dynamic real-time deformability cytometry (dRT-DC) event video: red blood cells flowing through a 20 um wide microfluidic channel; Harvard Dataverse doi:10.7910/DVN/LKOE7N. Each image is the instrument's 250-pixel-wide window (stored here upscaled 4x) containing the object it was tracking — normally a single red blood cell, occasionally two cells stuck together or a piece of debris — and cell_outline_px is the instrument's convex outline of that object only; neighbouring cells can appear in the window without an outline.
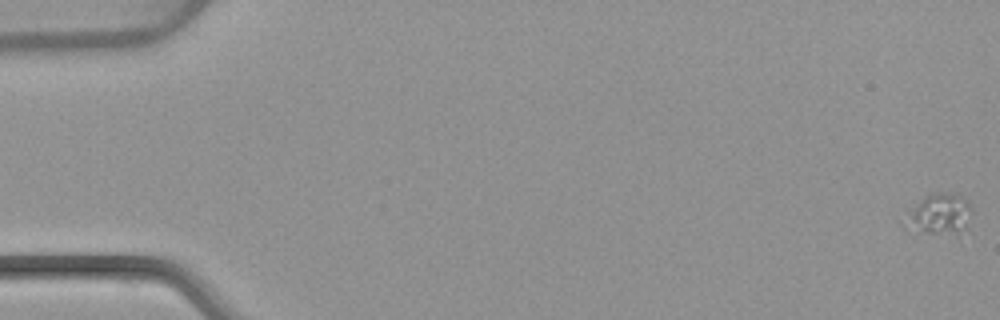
{"species": "common noctule bat (a hibernating species)", "species_latin": "Nyctalus noctula", "temperature_condition": "warm", "stored_images_in_passage": 5, "segment_of_instrument_passage": [1, 2], "camera_frame_rate_fps": 3000, "um_per_image_px": 0.085, "animal": {"sex": "female", "body_mass_g": 22.7, "forearm_length_mm": 54.2}, "frame": {"image": 1, "passage_image": 1, "time_ms": 0.0, "image_size_px": [1000, 320], "cell_outline_px": [[972, 212], [964, 228], [956, 232], [928, 232], [912, 216], [912, 212], [916, 204], [924, 196], [940, 192], [956, 192], [964, 196], [968, 200], [972, 208]], "centroid_in_image_um": [80.14, 18.03], "position_along_channel_um": 4.9, "area_um2": 13.81}}